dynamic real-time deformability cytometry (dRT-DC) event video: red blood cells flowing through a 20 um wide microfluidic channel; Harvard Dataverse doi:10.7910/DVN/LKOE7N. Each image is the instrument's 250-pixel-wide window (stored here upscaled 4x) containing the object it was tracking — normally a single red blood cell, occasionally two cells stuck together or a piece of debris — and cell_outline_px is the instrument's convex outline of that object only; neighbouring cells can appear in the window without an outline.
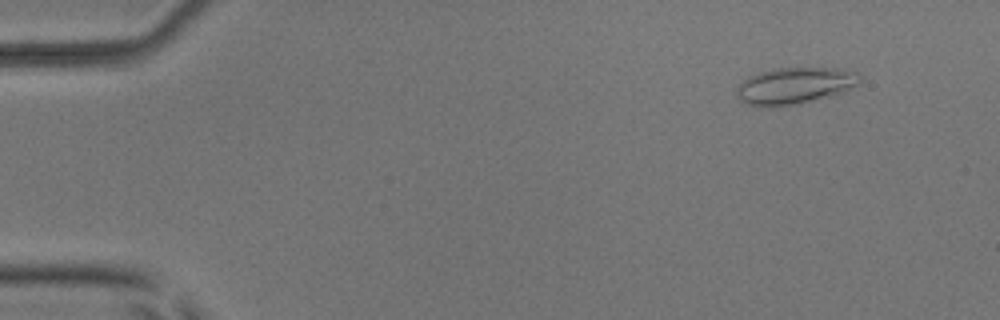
{"species": "common noctule bat (a hibernating species)", "species_latin": "Nyctalus noctula", "temperature_condition": "room temperature", "stored_images_in_passage": 54, "camera_frame_rate_fps": 3000, "um_per_image_px": 0.085, "animal": {"sex": "male", "body_mass_g": 17.9, "forearm_length_mm": 54.2}, "frame": {"image": 1, "passage_image": 6, "time_ms": 1.667, "image_size_px": [1000, 320], "cell_outline_px": [[860, 80], [848, 92], [800, 104], [744, 104], [736, 96], [736, 88], [748, 76], [772, 68], [844, 68], [856, 72], [860, 76]], "centroid_in_image_um": [67.61, 7.25], "position_along_channel_um": 17.4, "area_um2": 26.13}}
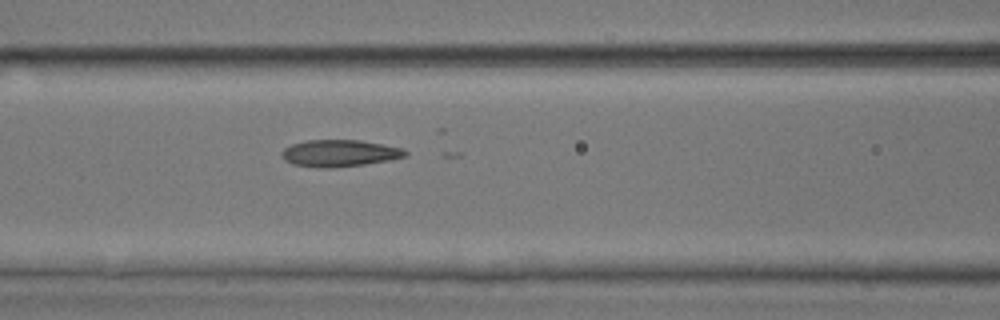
{"frame": {"image": 2, "passage_image": 24, "time_ms": 7.667, "image_size_px": [1000, 320], "cell_outline_px": [[408, 156], [392, 160], [364, 164], [332, 168], [316, 168], [292, 164], [284, 160], [280, 152], [284, 148], [292, 144], [308, 140], [360, 140], [384, 144], [400, 148], [408, 152]], "centroid_in_image_um": [28.86, 13.03], "position_along_channel_um": 137.7, "area_um2": 19.54}}
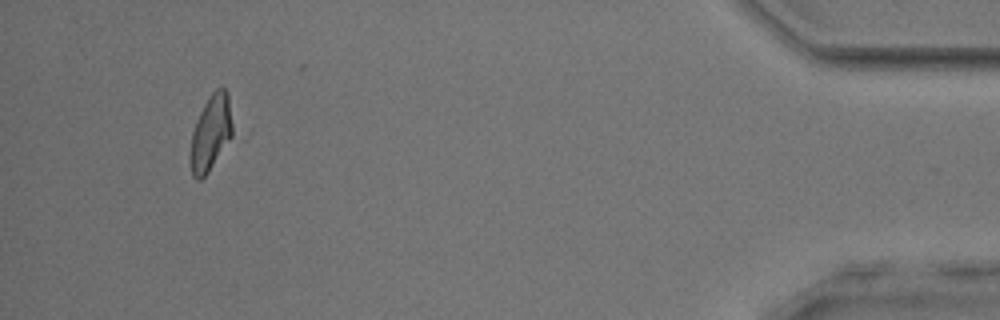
{"frame": {"image": 3, "passage_image": 51, "time_ms": 16.667, "image_size_px": [1000, 320], "cell_outline_px": [[236, 136], [208, 172], [200, 180], [196, 180], [192, 176], [188, 156], [192, 132], [196, 120], [204, 104], [212, 92], [216, 88], [224, 88], [228, 92]], "centroid_in_image_um": [17.96, 11.34], "position_along_channel_um": 417.2, "area_um2": 19.65}, "authors_computed_cell_mechanics": {"area_um2": 19.7387, "velocity_mm_per_s": 3.8748, "shape_relaxation_time_tau1_ms": null, "shape_relaxation_time_tau2_ms": 1.4799, "deformation_change_tau1": null, "deformation_change_tau2": 0.0917}}